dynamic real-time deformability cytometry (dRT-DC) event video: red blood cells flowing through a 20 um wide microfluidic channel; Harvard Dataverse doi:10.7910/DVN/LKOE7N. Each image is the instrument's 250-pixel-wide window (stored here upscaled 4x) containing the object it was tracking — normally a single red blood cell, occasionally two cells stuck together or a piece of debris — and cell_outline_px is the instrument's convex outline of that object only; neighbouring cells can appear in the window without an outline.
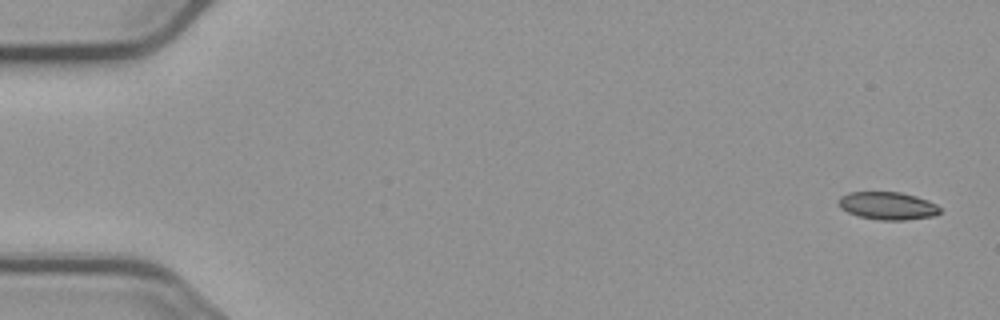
{"species": "common noctule bat (a hibernating species)", "species_latin": "Nyctalus noctula", "temperature_condition": "cold", "stored_images_in_passage": 6, "camera_frame_rate_fps": 3000, "um_per_image_px": 0.085, "animal": {"sex": "male", "body_mass_g": 23.1, "forearm_length_mm": 52.7}, "frame": {"image": 1, "passage_image": 1, "time_ms": 0.0, "image_size_px": [1000, 320], "cell_outline_px": [[940, 212], [936, 216], [904, 220], [880, 220], [860, 216], [848, 212], [840, 208], [836, 204], [840, 196], [848, 192], [900, 192], [916, 196], [928, 200], [936, 204], [940, 208]], "centroid_in_image_um": [75.44, 17.49], "position_along_channel_um": 9.6, "area_um2": 16.53}}
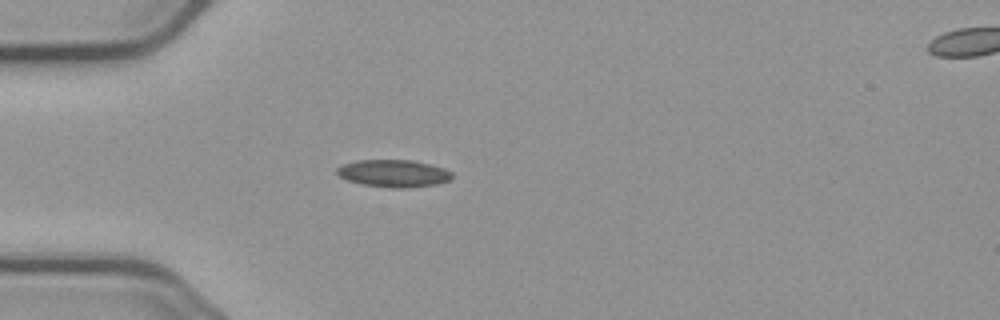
{"frame": {"image": 2, "passage_image": 5, "time_ms": 4.667, "image_size_px": [1000, 320], "cell_outline_px": [[452, 180], [436, 184], [408, 188], [392, 188], [364, 184], [348, 180], [340, 176], [336, 172], [336, 168], [340, 164], [356, 160], [412, 160], [432, 164], [444, 168], [452, 172]], "centroid_in_image_um": [33.47, 14.73], "position_along_channel_um": 51.5, "area_um2": 18.5}}